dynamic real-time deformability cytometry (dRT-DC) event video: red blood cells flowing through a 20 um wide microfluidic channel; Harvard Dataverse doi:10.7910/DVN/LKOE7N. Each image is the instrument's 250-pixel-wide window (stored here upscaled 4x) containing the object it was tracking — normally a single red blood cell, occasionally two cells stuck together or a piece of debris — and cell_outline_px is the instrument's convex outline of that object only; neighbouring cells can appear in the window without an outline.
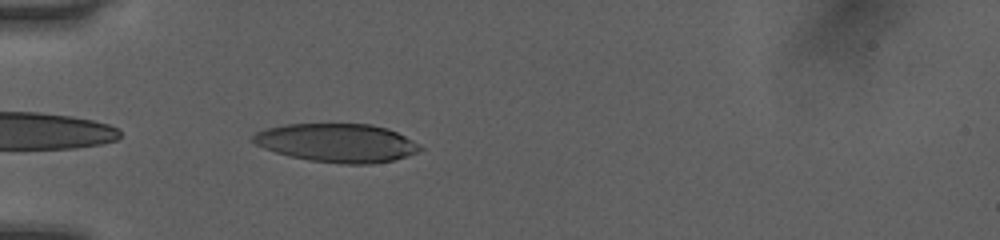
{"species": "human", "species_latin": "Homo sapiens", "temperature_condition": "room temperature", "stored_images_in_passage": 35, "camera_frame_rate_fps": 3000, "um_per_image_px": 0.085, "donor": {"sex": "female"}, "frame": {"image": 1, "passage_image": 1, "time_ms": 0.0, "image_size_px": [1000, 240], "cell_outline_px": [[424, 148], [416, 152], [392, 160], [368, 164], [344, 164], [308, 160], [288, 156], [264, 148], [256, 144], [252, 140], [252, 136], [256, 132], [268, 128], [284, 124], [372, 124], [388, 128], [412, 140]], "centroid_in_image_um": [28.62, 12.14], "position_along_channel_um": 56.4, "area_um2": 37.28}}
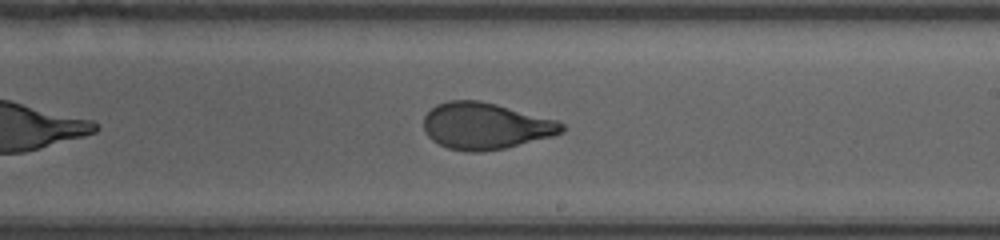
{"frame": {"image": 2, "passage_image": 16, "time_ms": 5.0, "image_size_px": [1000, 240], "cell_outline_px": [[568, 128], [564, 132], [552, 136], [504, 148], [480, 152], [468, 152], [448, 148], [432, 140], [424, 132], [424, 116], [436, 104], [448, 100], [480, 100], [496, 104], [556, 120], [564, 124]], "centroid_in_image_um": [41.26, 10.7], "position_along_channel_um": 247.7, "area_um2": 37.45}}
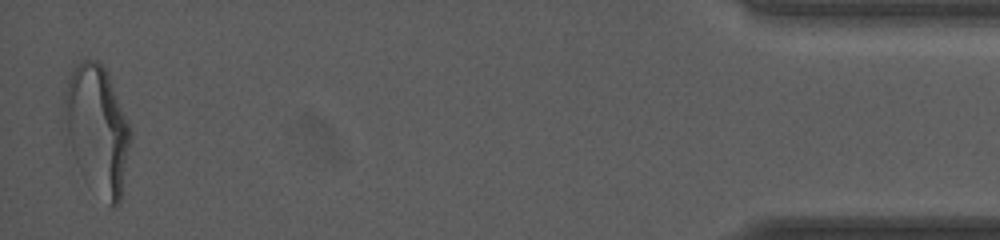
{"frame": {"image": 3, "passage_image": 35, "time_ms": 11.333, "image_size_px": [1000, 240], "cell_outline_px": [[132, 136], [120, 200], [116, 204], [108, 204], [76, 160], [64, 140], [64, 92], [68, 80], [76, 64], [80, 60], [96, 60], [108, 72], [132, 128]], "centroid_in_image_um": [8.27, 10.89], "position_along_channel_um": 426.9, "area_um2": 48.84}, "authors_computed_cell_mechanics": {"area_um2": 38.2636, "velocity_mm_per_s": 4.0726, "shape_relaxation_time_tau1_ms": 6.4297, "shape_relaxation_time_tau2_ms": 0.8467, "deformation_change_tau1": 0.2449, "deformation_change_tau2": 0.0776}}